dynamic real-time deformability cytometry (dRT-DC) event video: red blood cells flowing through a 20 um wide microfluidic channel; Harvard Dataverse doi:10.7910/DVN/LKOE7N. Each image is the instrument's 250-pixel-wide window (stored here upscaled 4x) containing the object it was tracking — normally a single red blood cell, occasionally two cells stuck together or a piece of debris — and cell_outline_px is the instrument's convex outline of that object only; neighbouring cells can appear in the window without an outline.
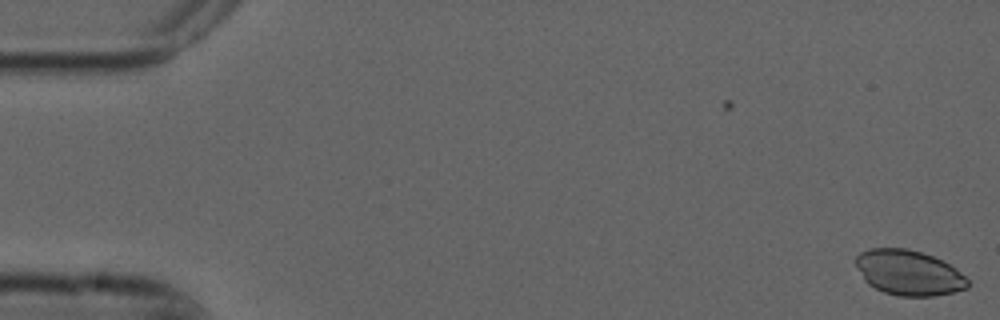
{"species": "common noctule bat (a hibernating species)", "species_latin": "Nyctalus noctula", "temperature_condition": "cold", "stored_images_in_passage": 5, "camera_frame_rate_fps": 3000, "um_per_image_px": 0.085, "animal": {"sex": "male", "forearm_length_mm": 52.5}, "frame": {"image": 1, "passage_image": 1, "time_ms": 0.0, "image_size_px": [1000, 320], "cell_outline_px": [[968, 288], [952, 292], [932, 296], [900, 296], [884, 292], [868, 284], [864, 280], [856, 264], [856, 256], [860, 252], [868, 248], [908, 248], [932, 256], [956, 268], [968, 280]], "centroid_in_image_um": [77.23, 23.17], "position_along_channel_um": 7.8, "area_um2": 29.25}}